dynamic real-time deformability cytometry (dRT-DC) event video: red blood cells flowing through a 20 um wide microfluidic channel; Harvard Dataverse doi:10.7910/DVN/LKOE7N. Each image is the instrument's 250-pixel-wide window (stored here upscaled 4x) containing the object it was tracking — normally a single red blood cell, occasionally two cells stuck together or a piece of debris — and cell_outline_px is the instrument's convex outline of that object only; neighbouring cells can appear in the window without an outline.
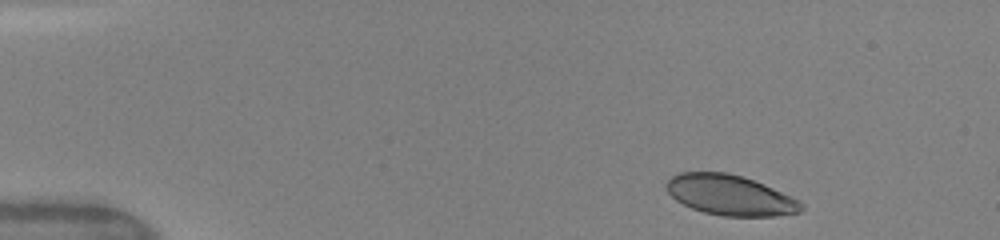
{"species": "human", "species_latin": "Homo sapiens", "temperature_condition": "warm", "stored_images_in_passage": 4, "camera_frame_rate_fps": 3000, "um_per_image_px": 0.085, "donor": {"sex": "female"}, "frame": {"image": 1, "passage_image": 1, "time_ms": 0.0, "image_size_px": [1000, 240], "cell_outline_px": [[804, 208], [800, 212], [776, 216], [720, 216], [704, 212], [692, 208], [676, 200], [668, 192], [664, 184], [672, 176], [680, 172], [728, 172], [764, 184], [800, 200], [804, 204]], "centroid_in_image_um": [62.07, 16.59], "position_along_channel_um": 22.9, "area_um2": 31.67}}